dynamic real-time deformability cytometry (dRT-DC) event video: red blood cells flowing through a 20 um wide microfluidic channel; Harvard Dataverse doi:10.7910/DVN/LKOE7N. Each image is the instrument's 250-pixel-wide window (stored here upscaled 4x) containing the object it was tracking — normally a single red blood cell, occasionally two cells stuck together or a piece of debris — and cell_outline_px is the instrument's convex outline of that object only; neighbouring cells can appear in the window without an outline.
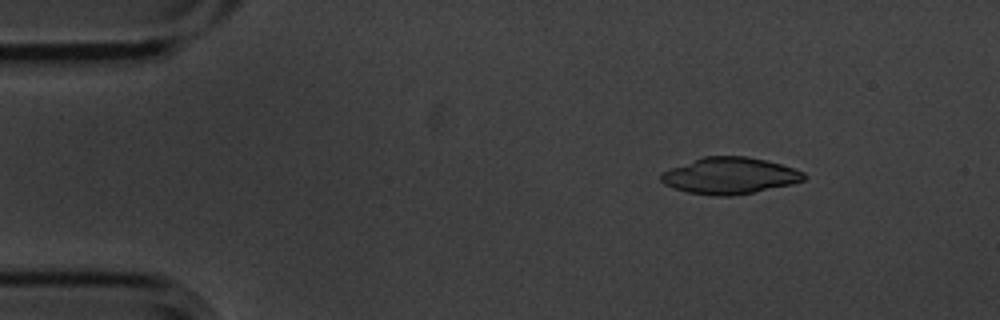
{"species": "common noctule bat (a hibernating species)", "species_latin": "Nyctalus noctula", "temperature_condition": "cold", "stored_images_in_passage": 3, "camera_frame_rate_fps": 3000, "um_per_image_px": 0.085, "animal": {"sex": "male", "body_mass_g": 20.1, "forearm_length_mm": 53.5}, "frame": {"image": 1, "passage_image": 1, "time_ms": 0.0, "image_size_px": [1000, 320], "cell_outline_px": [[808, 176], [804, 180], [792, 184], [756, 192], [732, 196], [712, 196], [688, 192], [664, 184], [660, 180], [660, 172], [704, 156], [748, 156], [780, 164], [804, 172]], "centroid_in_image_um": [62.03, 14.94], "position_along_channel_um": 23.0, "area_um2": 30.4}}